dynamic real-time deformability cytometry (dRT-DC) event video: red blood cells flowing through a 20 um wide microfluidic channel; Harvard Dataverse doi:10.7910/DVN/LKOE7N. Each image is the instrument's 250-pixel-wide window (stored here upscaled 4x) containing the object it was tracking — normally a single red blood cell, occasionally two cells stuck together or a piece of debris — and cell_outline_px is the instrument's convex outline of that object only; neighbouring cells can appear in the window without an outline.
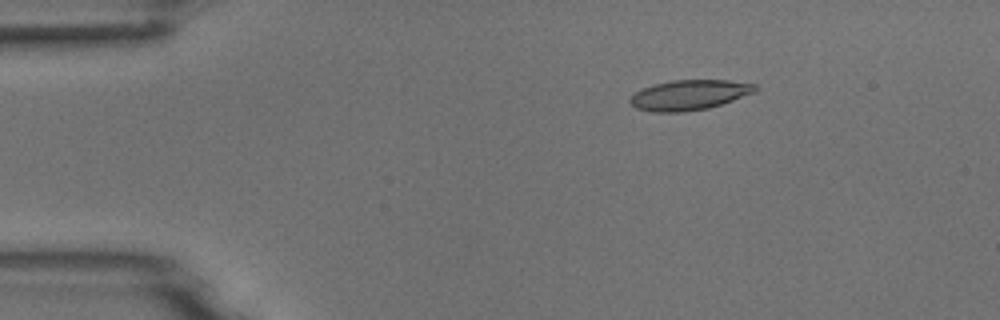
{"species": "common noctule bat (a hibernating species)", "species_latin": "Nyctalus noctula", "temperature_condition": "room temperature", "stored_images_in_passage": 5, "camera_frame_rate_fps": 3000, "um_per_image_px": 0.085, "animal": {"sex": "male", "body_mass_g": 18.8}, "frame": {"image": 1, "passage_image": 3, "time_ms": 2.333, "image_size_px": [1000, 320], "cell_outline_px": [[756, 92], [708, 108], [684, 112], [652, 112], [636, 108], [628, 100], [636, 92], [652, 84], [672, 80], [728, 80], [756, 84]], "centroid_in_image_um": [58.58, 8.07], "position_along_channel_um": 26.4, "area_um2": 21.85}}
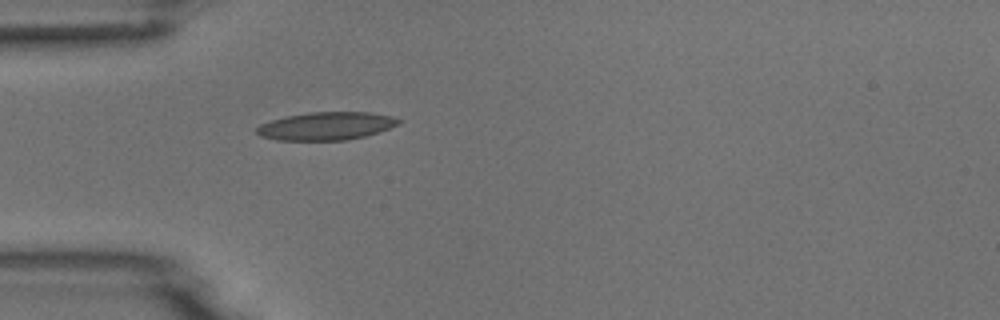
{"frame": {"image": 2, "passage_image": 5, "time_ms": 4.667, "image_size_px": [1000, 320], "cell_outline_px": [[404, 120], [400, 124], [380, 132], [348, 140], [276, 140], [260, 136], [256, 132], [256, 128], [260, 124], [284, 116], [308, 112], [372, 112], [392, 116]], "centroid_in_image_um": [27.76, 10.7], "position_along_channel_um": 57.2, "area_um2": 23.41}}